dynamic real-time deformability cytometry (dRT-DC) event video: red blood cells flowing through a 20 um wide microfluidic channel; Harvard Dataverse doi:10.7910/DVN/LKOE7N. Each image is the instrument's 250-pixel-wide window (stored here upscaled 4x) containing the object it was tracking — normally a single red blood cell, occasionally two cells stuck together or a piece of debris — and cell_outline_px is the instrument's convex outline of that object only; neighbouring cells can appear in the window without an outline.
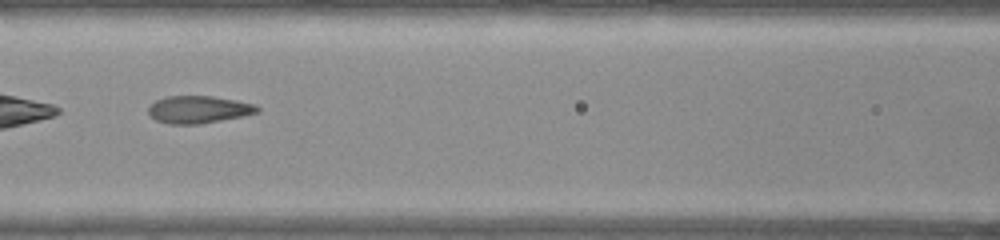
{"species": "common noctule bat (a hibernating species)", "species_latin": "Nyctalus noctula", "temperature_condition": "warm", "stored_images_in_passage": 50, "camera_frame_rate_fps": 3000, "um_per_image_px": 0.085, "animal": {"sex": "female", "body_mass_g": 22.0, "forearm_length_mm": 56.7}, "frame": {"image": 1, "passage_image": 22, "time_ms": 7.0, "image_size_px": [1000, 240], "cell_outline_px": [[260, 112], [244, 116], [200, 124], [168, 124], [156, 120], [148, 112], [148, 108], [156, 100], [168, 96], [212, 96], [236, 100], [256, 104], [260, 108]], "centroid_in_image_um": [16.92, 9.31], "position_along_channel_um": 149.7, "area_um2": 17.46}}
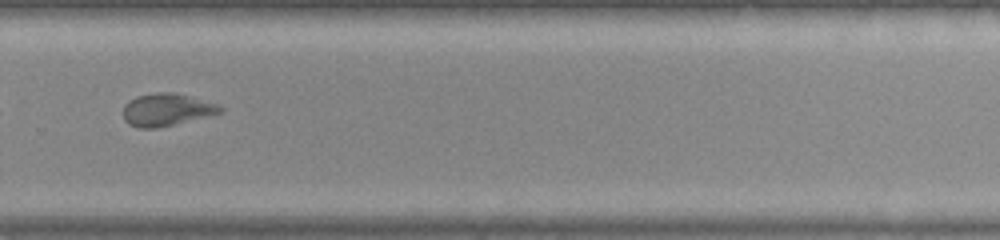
{"frame": {"image": 2, "passage_image": 35, "time_ms": 11.333, "image_size_px": [1000, 240], "cell_outline_px": [[224, 112], [156, 128], [140, 128], [128, 124], [124, 120], [124, 104], [136, 96], [156, 92], [172, 92], [220, 104], [224, 108]], "centroid_in_image_um": [14.17, 9.32], "position_along_channel_um": 315.6, "area_um2": 18.26}}
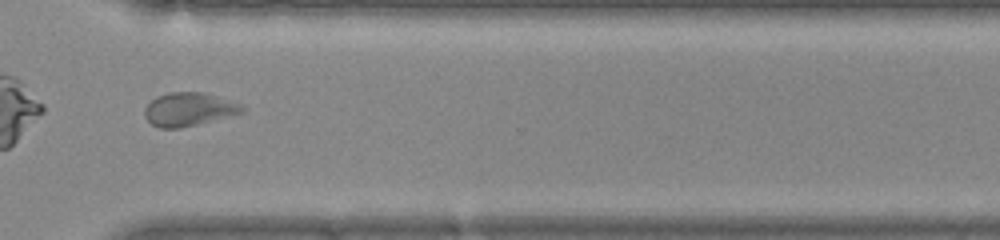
{"frame": {"image": 3, "passage_image": 38, "time_ms": 12.333, "image_size_px": [1000, 240], "cell_outline_px": [[244, 112], [180, 128], [160, 128], [152, 124], [144, 116], [144, 108], [156, 96], [168, 92], [204, 92], [240, 104], [244, 108]], "centroid_in_image_um": [16.0, 9.28], "position_along_channel_um": 354.6, "area_um2": 18.73}, "authors_computed_cell_mechanics": {"area_um2": 18.5538, "velocity_mm_per_s": 3.8418, "shape_relaxation_time_tau1_ms": null, "shape_relaxation_time_tau2_ms": 1.3389, "deformation_change_tau1": null, "deformation_change_tau2": 0.0903}}